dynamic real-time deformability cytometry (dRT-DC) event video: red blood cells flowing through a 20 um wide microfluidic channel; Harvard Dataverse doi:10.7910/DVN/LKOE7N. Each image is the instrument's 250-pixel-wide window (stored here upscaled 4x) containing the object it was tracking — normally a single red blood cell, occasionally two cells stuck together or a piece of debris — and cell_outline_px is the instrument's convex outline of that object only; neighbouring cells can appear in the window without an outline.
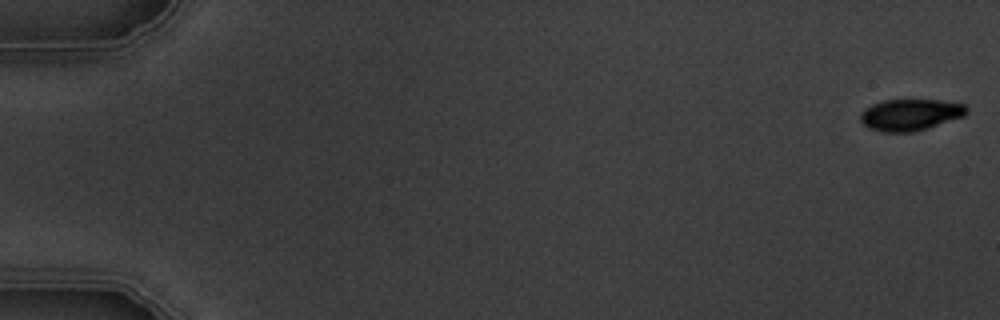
{"species": "common noctule bat (a hibernating species)", "species_latin": "Nyctalus noctula", "temperature_condition": "warm", "stored_images_in_passage": 6, "camera_frame_rate_fps": 3000, "um_per_image_px": 0.085, "animal": {"sex": "male", "body_mass_g": 19.5, "forearm_length_mm": 54.6}, "frame": {"image": 1, "passage_image": 1, "time_ms": 0.0, "image_size_px": [1000, 320], "cell_outline_px": [[968, 112], [964, 116], [916, 132], [884, 132], [868, 128], [860, 120], [860, 112], [864, 108], [872, 104], [884, 100], [940, 100], [964, 104], [968, 108]], "centroid_in_image_um": [77.37, 9.75], "position_along_channel_um": 7.6, "area_um2": 19.65}}
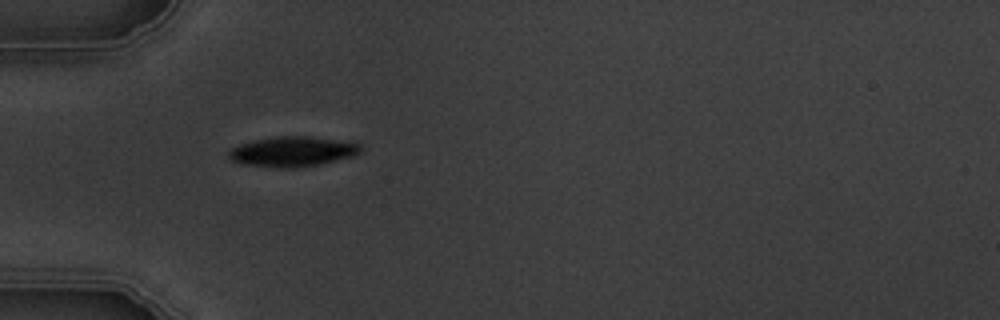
{"frame": {"image": 2, "passage_image": 5, "time_ms": 5.667, "image_size_px": [1000, 320], "cell_outline_px": [[360, 152], [352, 156], [320, 164], [300, 168], [276, 168], [240, 164], [228, 160], [228, 152], [232, 148], [240, 144], [256, 140], [276, 136], [308, 136], [360, 144]], "centroid_in_image_um": [24.78, 12.9], "position_along_channel_um": 60.2, "area_um2": 23.06}}
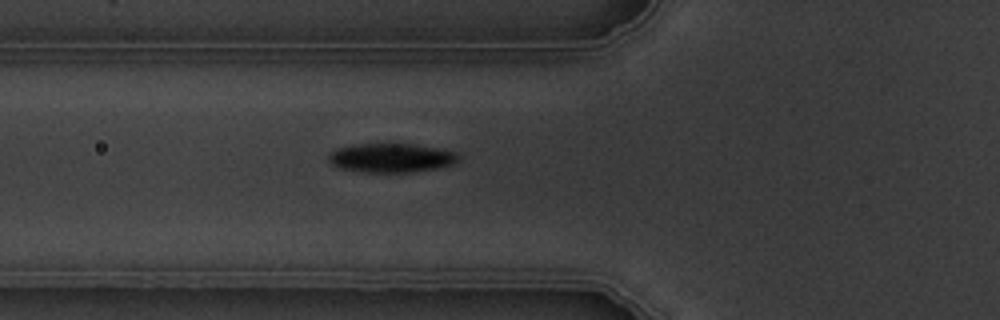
{"frame": {"image": 3, "passage_image": 6, "time_ms": 6.667, "image_size_px": [1000, 320], "cell_outline_px": [[460, 160], [452, 164], [440, 168], [412, 172], [364, 172], [340, 168], [332, 164], [328, 160], [328, 156], [336, 148], [356, 144], [412, 144], [436, 148], [456, 152], [460, 156]], "centroid_in_image_um": [33.27, 13.42], "position_along_channel_um": 92.5, "area_um2": 21.96}}